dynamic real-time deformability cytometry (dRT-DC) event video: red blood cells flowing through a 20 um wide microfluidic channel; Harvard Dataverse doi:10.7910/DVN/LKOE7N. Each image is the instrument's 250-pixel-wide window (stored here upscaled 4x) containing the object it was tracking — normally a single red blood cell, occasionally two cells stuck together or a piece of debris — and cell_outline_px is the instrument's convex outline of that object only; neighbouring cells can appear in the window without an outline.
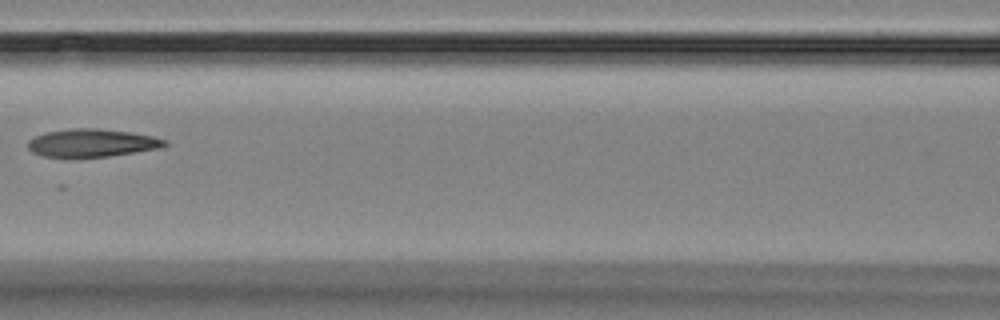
{"species": "Egyptian fruit bat (a non-hibernating species)", "species_latin": "Rousettus aegyptiacus", "temperature_condition": "room temperature", "stored_images_in_passage": 12, "camera_frame_rate_fps": 3000, "um_per_image_px": 0.085, "animal": {"sex": "female"}, "frame": {"image": 1, "passage_image": 8, "time_ms": 8.0, "image_size_px": [1000, 320], "cell_outline_px": [[168, 144], [160, 148], [108, 156], [68, 160], [40, 156], [32, 152], [28, 148], [28, 140], [44, 132], [72, 128], [96, 128], [132, 132], [152, 136], [168, 140]], "centroid_in_image_um": [7.75, 12.18], "position_along_channel_um": 158.9, "area_um2": 23.06}}
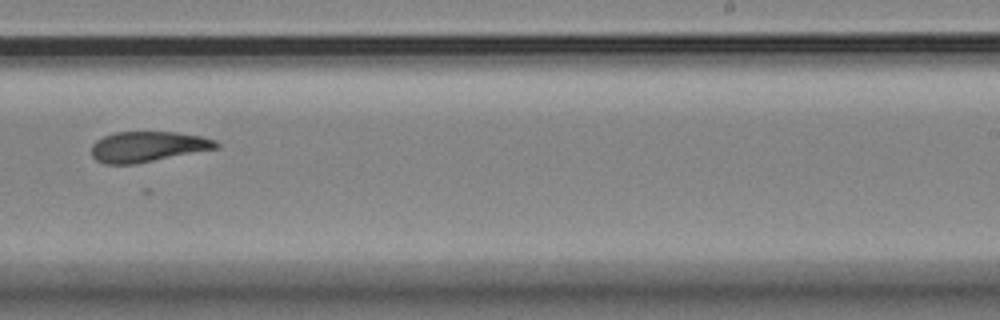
{"frame": {"image": 2, "passage_image": 11, "time_ms": 11.333, "image_size_px": [1000, 320], "cell_outline_px": [[220, 148], [136, 164], [104, 164], [96, 160], [92, 156], [92, 144], [96, 140], [104, 136], [116, 132], [176, 132], [200, 136], [216, 140], [220, 144]], "centroid_in_image_um": [12.58, 12.47], "position_along_channel_um": 276.4, "area_um2": 22.31}}
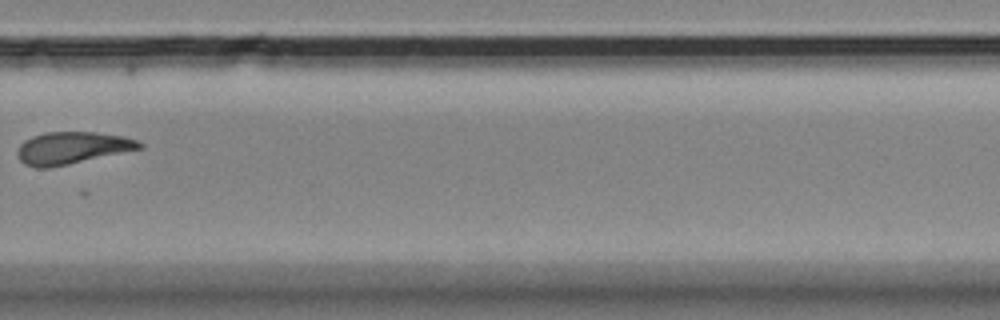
{"frame": {"image": 3, "passage_image": 12, "time_ms": 12.667, "image_size_px": [1000, 320], "cell_outline_px": [[144, 148], [68, 164], [48, 168], [36, 168], [24, 164], [20, 160], [16, 152], [20, 144], [24, 140], [32, 136], [44, 132], [92, 132], [124, 136], [136, 140], [144, 144]], "centroid_in_image_um": [6.11, 12.57], "position_along_channel_um": 323.7, "area_um2": 22.89}}